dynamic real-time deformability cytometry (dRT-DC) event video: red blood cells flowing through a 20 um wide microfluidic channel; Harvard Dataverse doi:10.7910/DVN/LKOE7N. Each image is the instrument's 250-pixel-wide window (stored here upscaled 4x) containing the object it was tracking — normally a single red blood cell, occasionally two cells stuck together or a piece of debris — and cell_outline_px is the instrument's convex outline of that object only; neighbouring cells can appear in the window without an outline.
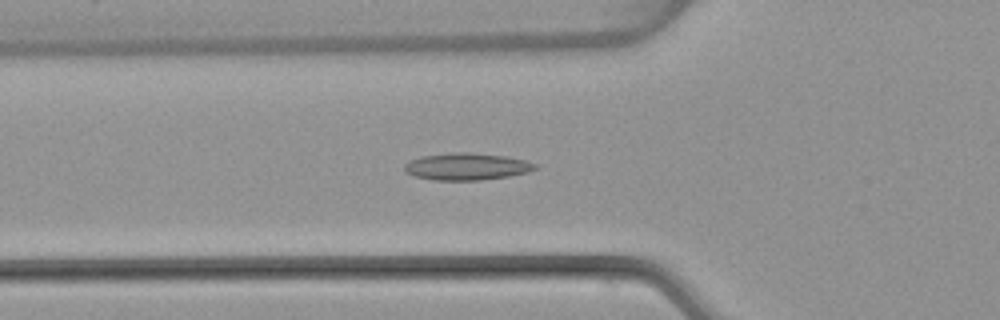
{"species": "common noctule bat (a hibernating species)", "species_latin": "Nyctalus noctula", "temperature_condition": "warm", "stored_images_in_passage": 53, "camera_frame_rate_fps": 3000, "um_per_image_px": 0.085, "animal": {"sex": "female", "body_mass_g": 22.7, "forearm_length_mm": 54.2}, "frame": {"image": 1, "passage_image": 19, "time_ms": 6.0, "image_size_px": [1000, 320], "cell_outline_px": [[536, 168], [528, 172], [508, 176], [480, 180], [436, 180], [416, 176], [404, 172], [404, 164], [408, 160], [420, 156], [456, 152], [468, 152], [504, 156], [524, 160], [536, 164]], "centroid_in_image_um": [39.62, 14.15], "position_along_channel_um": 86.2, "area_um2": 20.46}}
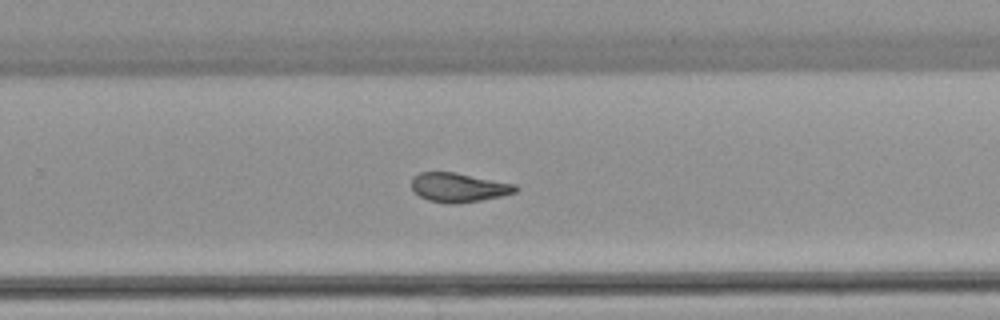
{"frame": {"image": 2, "passage_image": 35, "time_ms": 11.333, "image_size_px": [1000, 320], "cell_outline_px": [[520, 188], [516, 192], [500, 196], [480, 200], [456, 204], [448, 204], [428, 200], [420, 196], [412, 188], [412, 180], [420, 172], [456, 172], [516, 184]], "centroid_in_image_um": [39.02, 15.93], "position_along_channel_um": 290.8, "area_um2": 17.63}}
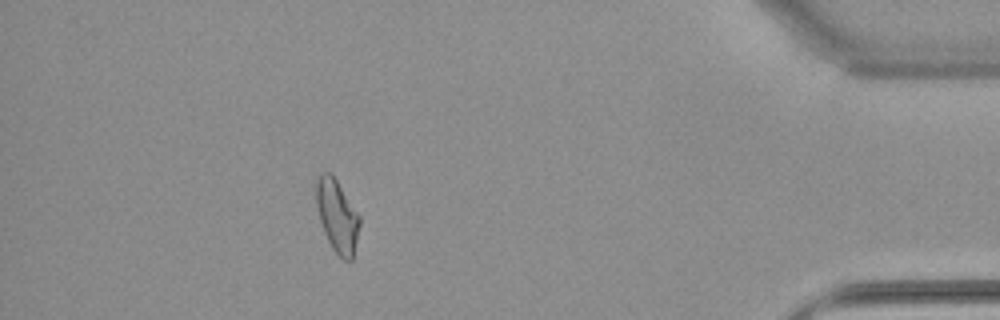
{"frame": {"image": 3, "passage_image": 48, "time_ms": 15.667, "image_size_px": [1000, 320], "cell_outline_px": [[360, 224], [352, 260], [344, 260], [332, 248], [324, 232], [320, 220], [316, 204], [316, 180], [320, 172], [328, 172], [336, 180], [360, 216]], "centroid_in_image_um": [28.65, 18.35], "position_along_channel_um": 406.6, "area_um2": 18.03}, "authors_computed_cell_mechanics": {"area_um2": 18.496, "velocity_mm_per_s": 3.84, "shape_relaxation_time_tau1_ms": null, "shape_relaxation_time_tau2_ms": 2.4716, "deformation_change_tau1": null, "deformation_change_tau2": 0.0969}}